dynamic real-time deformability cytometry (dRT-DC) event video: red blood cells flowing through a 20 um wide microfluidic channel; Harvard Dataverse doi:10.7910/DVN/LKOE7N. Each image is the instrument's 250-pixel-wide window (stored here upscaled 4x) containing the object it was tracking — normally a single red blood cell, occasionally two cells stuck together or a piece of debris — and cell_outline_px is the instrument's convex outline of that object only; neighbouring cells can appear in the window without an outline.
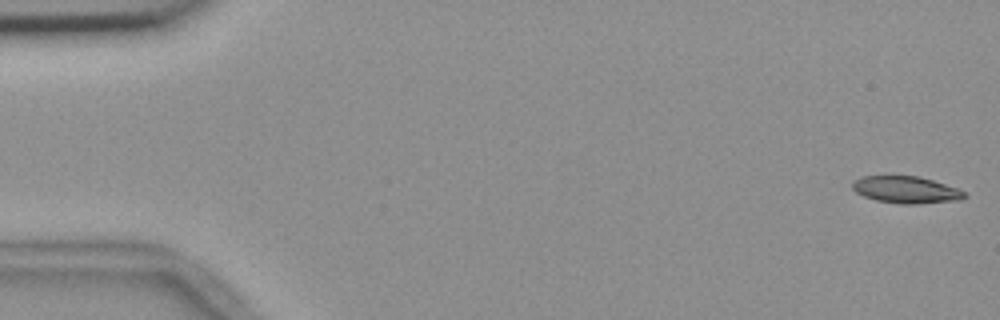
{"species": "common noctule bat (a hibernating species)", "species_latin": "Nyctalus noctula", "temperature_condition": "room temperature", "stored_images_in_passage": 55, "camera_frame_rate_fps": 3000, "um_per_image_px": 0.085, "animal": {"sex": "female", "body_mass_g": 18.4}, "frame": {"image": 1, "passage_image": 1, "time_ms": 0.0, "image_size_px": [1000, 320], "cell_outline_px": [[968, 196], [960, 200], [916, 204], [900, 204], [876, 200], [864, 196], [856, 192], [852, 188], [852, 180], [864, 176], [916, 176], [932, 180], [960, 188]], "centroid_in_image_um": [77.03, 16.13], "position_along_channel_um": 8.0, "area_um2": 17.69}}
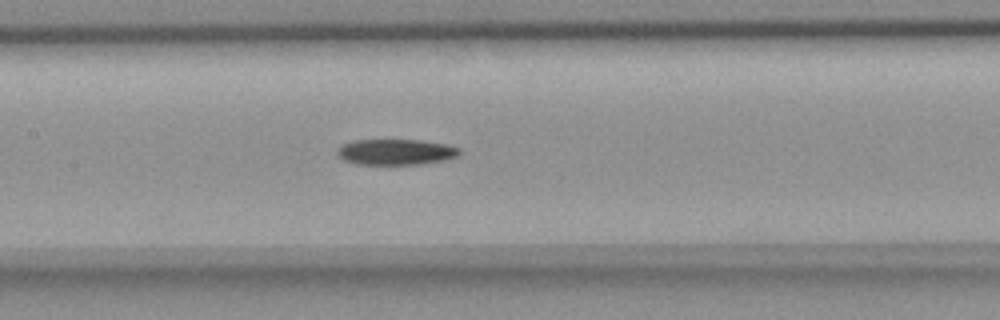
{"frame": {"image": 2, "passage_image": 26, "time_ms": 8.333, "image_size_px": [1000, 320], "cell_outline_px": [[460, 152], [456, 156], [444, 160], [420, 164], [356, 164], [344, 160], [336, 152], [336, 148], [352, 140], [420, 140], [444, 144], [460, 148]], "centroid_in_image_um": [33.61, 12.91], "position_along_channel_um": 173.8, "area_um2": 18.21}}
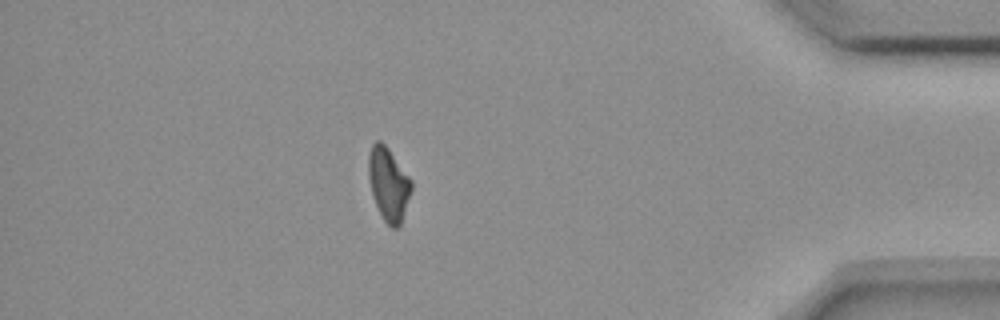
{"frame": {"image": 3, "passage_image": 48, "time_ms": 15.667, "image_size_px": [1000, 320], "cell_outline_px": [[412, 188], [400, 224], [396, 228], [392, 228], [384, 220], [372, 196], [368, 176], [368, 156], [372, 144], [376, 140], [380, 140], [388, 148], [412, 180]], "centroid_in_image_um": [33.01, 15.61], "position_along_channel_um": 402.2, "area_um2": 18.09}}